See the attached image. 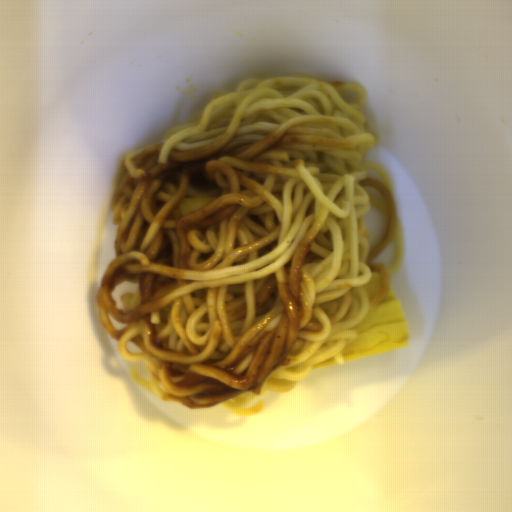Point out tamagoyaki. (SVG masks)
<instances>
[{"label": "tamagoyaki", "instance_id": "obj_1", "mask_svg": "<svg viewBox=\"0 0 512 512\" xmlns=\"http://www.w3.org/2000/svg\"><path fill=\"white\" fill-rule=\"evenodd\" d=\"M350 329L357 336L341 352L344 363L407 347L410 339L401 305L391 289Z\"/></svg>", "mask_w": 512, "mask_h": 512}, {"label": "tamagoyaki", "instance_id": "obj_2", "mask_svg": "<svg viewBox=\"0 0 512 512\" xmlns=\"http://www.w3.org/2000/svg\"><path fill=\"white\" fill-rule=\"evenodd\" d=\"M216 197H184L178 204L179 212L183 216L188 213L195 212L205 206Z\"/></svg>", "mask_w": 512, "mask_h": 512}, {"label": "tamagoyaki", "instance_id": "obj_3", "mask_svg": "<svg viewBox=\"0 0 512 512\" xmlns=\"http://www.w3.org/2000/svg\"><path fill=\"white\" fill-rule=\"evenodd\" d=\"M382 288V277L380 273L372 274L371 280L364 285V289L367 291L369 296V302L373 301L379 294Z\"/></svg>", "mask_w": 512, "mask_h": 512}, {"label": "tamagoyaki", "instance_id": "obj_4", "mask_svg": "<svg viewBox=\"0 0 512 512\" xmlns=\"http://www.w3.org/2000/svg\"><path fill=\"white\" fill-rule=\"evenodd\" d=\"M338 364H343V363H339L336 361L335 358H331V359L316 363L315 365H313L311 371L323 369V368L338 365Z\"/></svg>", "mask_w": 512, "mask_h": 512}]
</instances>
